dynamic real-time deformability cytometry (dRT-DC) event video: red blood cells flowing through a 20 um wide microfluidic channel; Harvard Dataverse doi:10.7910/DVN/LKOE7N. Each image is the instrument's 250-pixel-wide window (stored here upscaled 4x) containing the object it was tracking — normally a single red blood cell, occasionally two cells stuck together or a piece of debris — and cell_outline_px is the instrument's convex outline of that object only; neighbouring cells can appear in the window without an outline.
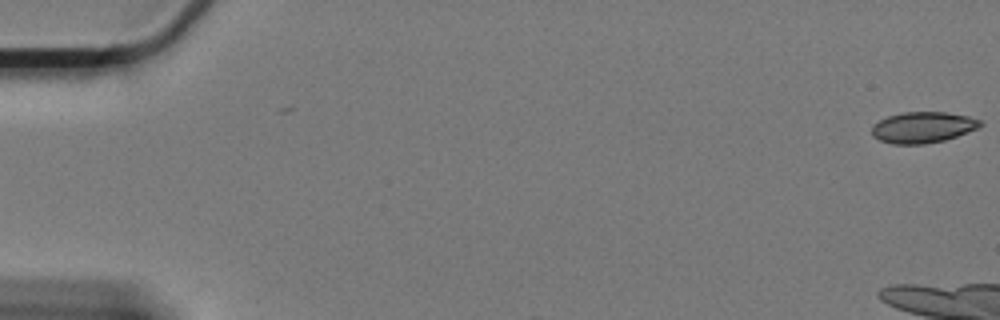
{"species": "Egyptian fruit bat (a non-hibernating species)", "species_latin": "Rousettus aegyptiacus", "temperature_condition": "cold", "stored_images_in_passage": 2, "camera_frame_rate_fps": 3000, "um_per_image_px": 0.085, "animal": {"sex": "female"}, "frame": {"image": 1, "passage_image": 1, "time_ms": 0.0, "image_size_px": [1000, 320], "cell_outline_px": [[984, 124], [976, 128], [956, 136], [944, 140], [924, 144], [892, 144], [880, 140], [872, 136], [872, 124], [888, 116], [904, 112], [944, 112], [968, 116], [980, 120]], "centroid_in_image_um": [78.41, 10.82], "position_along_channel_um": 6.6, "area_um2": 19.48}}